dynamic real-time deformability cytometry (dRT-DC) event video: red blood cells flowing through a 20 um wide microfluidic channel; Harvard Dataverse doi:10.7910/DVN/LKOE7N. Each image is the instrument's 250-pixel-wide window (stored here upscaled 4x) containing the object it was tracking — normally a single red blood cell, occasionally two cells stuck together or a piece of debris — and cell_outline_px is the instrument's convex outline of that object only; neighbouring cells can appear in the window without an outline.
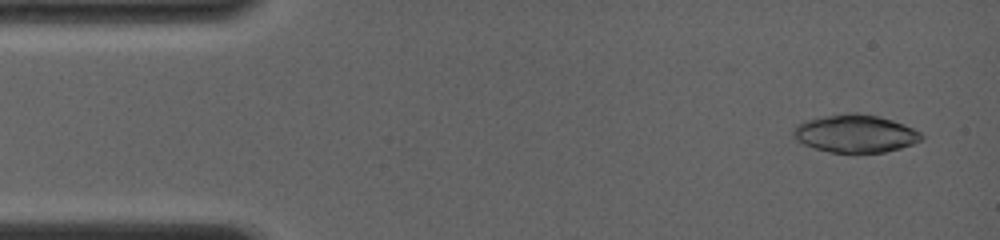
{"species": "common noctule bat (a hibernating species)", "species_latin": "Nyctalus noctula", "temperature_condition": "room temperature", "stored_images_in_passage": 6, "camera_frame_rate_fps": 4000, "um_per_image_px": 0.085, "animal": {"sex": "female", "body_mass_g": 19.0, "forearm_length_mm": 56.7}, "frame": {"image": 1, "passage_image": 1, "time_ms": 0.0, "image_size_px": [1000, 240], "cell_outline_px": [[924, 140], [900, 148], [884, 152], [828, 152], [804, 144], [796, 140], [792, 132], [792, 128], [796, 124], [808, 120], [824, 116], [844, 112], [856, 112], [880, 116], [904, 124], [920, 132], [924, 136]], "centroid_in_image_um": [72.7, 11.34], "position_along_channel_um": 12.3, "area_um2": 28.32}}